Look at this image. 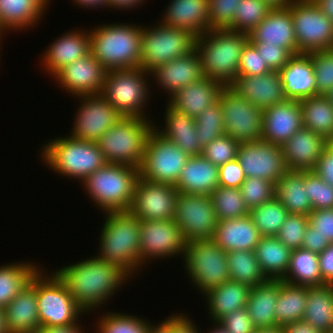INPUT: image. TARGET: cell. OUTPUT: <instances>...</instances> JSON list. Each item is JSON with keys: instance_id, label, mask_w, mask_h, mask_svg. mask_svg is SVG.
<instances>
[{"instance_id": "obj_13", "label": "cell", "mask_w": 333, "mask_h": 333, "mask_svg": "<svg viewBox=\"0 0 333 333\" xmlns=\"http://www.w3.org/2000/svg\"><path fill=\"white\" fill-rule=\"evenodd\" d=\"M287 8L301 53L333 49V21L314 1L293 0Z\"/></svg>"}, {"instance_id": "obj_36", "label": "cell", "mask_w": 333, "mask_h": 333, "mask_svg": "<svg viewBox=\"0 0 333 333\" xmlns=\"http://www.w3.org/2000/svg\"><path fill=\"white\" fill-rule=\"evenodd\" d=\"M250 290L246 284L229 280L206 293L208 314L213 322L246 307Z\"/></svg>"}, {"instance_id": "obj_50", "label": "cell", "mask_w": 333, "mask_h": 333, "mask_svg": "<svg viewBox=\"0 0 333 333\" xmlns=\"http://www.w3.org/2000/svg\"><path fill=\"white\" fill-rule=\"evenodd\" d=\"M311 59L316 82V95L333 90V49L312 51Z\"/></svg>"}, {"instance_id": "obj_54", "label": "cell", "mask_w": 333, "mask_h": 333, "mask_svg": "<svg viewBox=\"0 0 333 333\" xmlns=\"http://www.w3.org/2000/svg\"><path fill=\"white\" fill-rule=\"evenodd\" d=\"M308 224V216L289 214L276 238L292 250L301 248Z\"/></svg>"}, {"instance_id": "obj_16", "label": "cell", "mask_w": 333, "mask_h": 333, "mask_svg": "<svg viewBox=\"0 0 333 333\" xmlns=\"http://www.w3.org/2000/svg\"><path fill=\"white\" fill-rule=\"evenodd\" d=\"M186 245L187 242L182 231L174 219L140 220V260L142 266L153 258H171L173 255L184 257Z\"/></svg>"}, {"instance_id": "obj_73", "label": "cell", "mask_w": 333, "mask_h": 333, "mask_svg": "<svg viewBox=\"0 0 333 333\" xmlns=\"http://www.w3.org/2000/svg\"><path fill=\"white\" fill-rule=\"evenodd\" d=\"M254 333H283V326L275 325L271 327L255 328Z\"/></svg>"}, {"instance_id": "obj_58", "label": "cell", "mask_w": 333, "mask_h": 333, "mask_svg": "<svg viewBox=\"0 0 333 333\" xmlns=\"http://www.w3.org/2000/svg\"><path fill=\"white\" fill-rule=\"evenodd\" d=\"M218 322L229 333H254L255 330L246 307L234 310L231 314L222 317Z\"/></svg>"}, {"instance_id": "obj_35", "label": "cell", "mask_w": 333, "mask_h": 333, "mask_svg": "<svg viewBox=\"0 0 333 333\" xmlns=\"http://www.w3.org/2000/svg\"><path fill=\"white\" fill-rule=\"evenodd\" d=\"M279 291L280 279H268L251 287L246 309L255 328L276 325L274 309Z\"/></svg>"}, {"instance_id": "obj_53", "label": "cell", "mask_w": 333, "mask_h": 333, "mask_svg": "<svg viewBox=\"0 0 333 333\" xmlns=\"http://www.w3.org/2000/svg\"><path fill=\"white\" fill-rule=\"evenodd\" d=\"M240 144L229 135H222L203 148L202 156L218 167L237 159Z\"/></svg>"}, {"instance_id": "obj_77", "label": "cell", "mask_w": 333, "mask_h": 333, "mask_svg": "<svg viewBox=\"0 0 333 333\" xmlns=\"http://www.w3.org/2000/svg\"><path fill=\"white\" fill-rule=\"evenodd\" d=\"M2 34V35H1ZM1 37H3V33L0 31V42H1ZM1 46V45H0Z\"/></svg>"}, {"instance_id": "obj_23", "label": "cell", "mask_w": 333, "mask_h": 333, "mask_svg": "<svg viewBox=\"0 0 333 333\" xmlns=\"http://www.w3.org/2000/svg\"><path fill=\"white\" fill-rule=\"evenodd\" d=\"M328 144L329 141L310 129L298 130L281 146L287 169L313 171Z\"/></svg>"}, {"instance_id": "obj_11", "label": "cell", "mask_w": 333, "mask_h": 333, "mask_svg": "<svg viewBox=\"0 0 333 333\" xmlns=\"http://www.w3.org/2000/svg\"><path fill=\"white\" fill-rule=\"evenodd\" d=\"M157 25L154 28L142 26L139 68L147 72L196 48V36L191 32L160 22Z\"/></svg>"}, {"instance_id": "obj_46", "label": "cell", "mask_w": 333, "mask_h": 333, "mask_svg": "<svg viewBox=\"0 0 333 333\" xmlns=\"http://www.w3.org/2000/svg\"><path fill=\"white\" fill-rule=\"evenodd\" d=\"M209 196L219 221L249 215L240 188L218 186Z\"/></svg>"}, {"instance_id": "obj_52", "label": "cell", "mask_w": 333, "mask_h": 333, "mask_svg": "<svg viewBox=\"0 0 333 333\" xmlns=\"http://www.w3.org/2000/svg\"><path fill=\"white\" fill-rule=\"evenodd\" d=\"M304 186L307 188L312 210L333 209V187L315 172L304 171Z\"/></svg>"}, {"instance_id": "obj_65", "label": "cell", "mask_w": 333, "mask_h": 333, "mask_svg": "<svg viewBox=\"0 0 333 333\" xmlns=\"http://www.w3.org/2000/svg\"><path fill=\"white\" fill-rule=\"evenodd\" d=\"M283 333H324L315 329L312 325L305 320H298L293 323H288L283 326Z\"/></svg>"}, {"instance_id": "obj_22", "label": "cell", "mask_w": 333, "mask_h": 333, "mask_svg": "<svg viewBox=\"0 0 333 333\" xmlns=\"http://www.w3.org/2000/svg\"><path fill=\"white\" fill-rule=\"evenodd\" d=\"M302 128V111L298 100L286 99L263 110V140L282 146Z\"/></svg>"}, {"instance_id": "obj_33", "label": "cell", "mask_w": 333, "mask_h": 333, "mask_svg": "<svg viewBox=\"0 0 333 333\" xmlns=\"http://www.w3.org/2000/svg\"><path fill=\"white\" fill-rule=\"evenodd\" d=\"M165 113V125L162 129L154 125V130L166 140L173 142L189 156L202 155L203 147L200 145L195 118L189 117L171 107L169 104Z\"/></svg>"}, {"instance_id": "obj_59", "label": "cell", "mask_w": 333, "mask_h": 333, "mask_svg": "<svg viewBox=\"0 0 333 333\" xmlns=\"http://www.w3.org/2000/svg\"><path fill=\"white\" fill-rule=\"evenodd\" d=\"M308 221L316 233L333 243V209L313 210Z\"/></svg>"}, {"instance_id": "obj_72", "label": "cell", "mask_w": 333, "mask_h": 333, "mask_svg": "<svg viewBox=\"0 0 333 333\" xmlns=\"http://www.w3.org/2000/svg\"><path fill=\"white\" fill-rule=\"evenodd\" d=\"M0 333H10L4 307H0Z\"/></svg>"}, {"instance_id": "obj_31", "label": "cell", "mask_w": 333, "mask_h": 333, "mask_svg": "<svg viewBox=\"0 0 333 333\" xmlns=\"http://www.w3.org/2000/svg\"><path fill=\"white\" fill-rule=\"evenodd\" d=\"M174 186L181 193L210 195L219 186V168L202 155L191 156Z\"/></svg>"}, {"instance_id": "obj_55", "label": "cell", "mask_w": 333, "mask_h": 333, "mask_svg": "<svg viewBox=\"0 0 333 333\" xmlns=\"http://www.w3.org/2000/svg\"><path fill=\"white\" fill-rule=\"evenodd\" d=\"M241 0H208L211 29H227L234 21Z\"/></svg>"}, {"instance_id": "obj_3", "label": "cell", "mask_w": 333, "mask_h": 333, "mask_svg": "<svg viewBox=\"0 0 333 333\" xmlns=\"http://www.w3.org/2000/svg\"><path fill=\"white\" fill-rule=\"evenodd\" d=\"M249 42L247 33L229 29H210L196 37V50L204 77L229 86L238 76L243 48Z\"/></svg>"}, {"instance_id": "obj_15", "label": "cell", "mask_w": 333, "mask_h": 333, "mask_svg": "<svg viewBox=\"0 0 333 333\" xmlns=\"http://www.w3.org/2000/svg\"><path fill=\"white\" fill-rule=\"evenodd\" d=\"M174 221L186 242L213 239L219 222L209 195L181 192L175 201Z\"/></svg>"}, {"instance_id": "obj_68", "label": "cell", "mask_w": 333, "mask_h": 333, "mask_svg": "<svg viewBox=\"0 0 333 333\" xmlns=\"http://www.w3.org/2000/svg\"><path fill=\"white\" fill-rule=\"evenodd\" d=\"M148 333H172V315L155 326L151 323Z\"/></svg>"}, {"instance_id": "obj_29", "label": "cell", "mask_w": 333, "mask_h": 333, "mask_svg": "<svg viewBox=\"0 0 333 333\" xmlns=\"http://www.w3.org/2000/svg\"><path fill=\"white\" fill-rule=\"evenodd\" d=\"M224 86L208 77L182 87L170 97L168 104L189 117H198L208 106L219 99L220 91Z\"/></svg>"}, {"instance_id": "obj_43", "label": "cell", "mask_w": 333, "mask_h": 333, "mask_svg": "<svg viewBox=\"0 0 333 333\" xmlns=\"http://www.w3.org/2000/svg\"><path fill=\"white\" fill-rule=\"evenodd\" d=\"M39 268L27 261L0 266V307L5 308L29 284Z\"/></svg>"}, {"instance_id": "obj_26", "label": "cell", "mask_w": 333, "mask_h": 333, "mask_svg": "<svg viewBox=\"0 0 333 333\" xmlns=\"http://www.w3.org/2000/svg\"><path fill=\"white\" fill-rule=\"evenodd\" d=\"M74 30L63 33L48 46L42 55L43 70H46V73L49 72L51 77L64 66L90 54L89 31Z\"/></svg>"}, {"instance_id": "obj_42", "label": "cell", "mask_w": 333, "mask_h": 333, "mask_svg": "<svg viewBox=\"0 0 333 333\" xmlns=\"http://www.w3.org/2000/svg\"><path fill=\"white\" fill-rule=\"evenodd\" d=\"M281 280L300 286L326 284L321 277L318 254L302 248L292 250L287 273Z\"/></svg>"}, {"instance_id": "obj_38", "label": "cell", "mask_w": 333, "mask_h": 333, "mask_svg": "<svg viewBox=\"0 0 333 333\" xmlns=\"http://www.w3.org/2000/svg\"><path fill=\"white\" fill-rule=\"evenodd\" d=\"M275 198L289 214L308 216L313 211L304 186V171L288 170L275 183Z\"/></svg>"}, {"instance_id": "obj_37", "label": "cell", "mask_w": 333, "mask_h": 333, "mask_svg": "<svg viewBox=\"0 0 333 333\" xmlns=\"http://www.w3.org/2000/svg\"><path fill=\"white\" fill-rule=\"evenodd\" d=\"M303 320L324 333L333 331V284L308 286Z\"/></svg>"}, {"instance_id": "obj_1", "label": "cell", "mask_w": 333, "mask_h": 333, "mask_svg": "<svg viewBox=\"0 0 333 333\" xmlns=\"http://www.w3.org/2000/svg\"><path fill=\"white\" fill-rule=\"evenodd\" d=\"M54 272L65 283L72 298L85 314L94 309L98 310L108 298L111 299L114 293L118 292L122 283L126 284L127 280L131 279V276L116 264L95 256L63 266Z\"/></svg>"}, {"instance_id": "obj_71", "label": "cell", "mask_w": 333, "mask_h": 333, "mask_svg": "<svg viewBox=\"0 0 333 333\" xmlns=\"http://www.w3.org/2000/svg\"><path fill=\"white\" fill-rule=\"evenodd\" d=\"M266 2L272 9L274 8H286L293 0H262Z\"/></svg>"}, {"instance_id": "obj_21", "label": "cell", "mask_w": 333, "mask_h": 333, "mask_svg": "<svg viewBox=\"0 0 333 333\" xmlns=\"http://www.w3.org/2000/svg\"><path fill=\"white\" fill-rule=\"evenodd\" d=\"M228 87L261 110L286 100L279 71L255 76L238 75Z\"/></svg>"}, {"instance_id": "obj_45", "label": "cell", "mask_w": 333, "mask_h": 333, "mask_svg": "<svg viewBox=\"0 0 333 333\" xmlns=\"http://www.w3.org/2000/svg\"><path fill=\"white\" fill-rule=\"evenodd\" d=\"M261 236H276L289 213L275 197L249 211Z\"/></svg>"}, {"instance_id": "obj_19", "label": "cell", "mask_w": 333, "mask_h": 333, "mask_svg": "<svg viewBox=\"0 0 333 333\" xmlns=\"http://www.w3.org/2000/svg\"><path fill=\"white\" fill-rule=\"evenodd\" d=\"M237 160L246 178L257 177L274 184L288 171L281 146L266 140L251 143H241Z\"/></svg>"}, {"instance_id": "obj_6", "label": "cell", "mask_w": 333, "mask_h": 333, "mask_svg": "<svg viewBox=\"0 0 333 333\" xmlns=\"http://www.w3.org/2000/svg\"><path fill=\"white\" fill-rule=\"evenodd\" d=\"M153 121L137 117H122L97 141L108 164L140 166L145 146L154 130Z\"/></svg>"}, {"instance_id": "obj_32", "label": "cell", "mask_w": 333, "mask_h": 333, "mask_svg": "<svg viewBox=\"0 0 333 333\" xmlns=\"http://www.w3.org/2000/svg\"><path fill=\"white\" fill-rule=\"evenodd\" d=\"M10 333H27L40 329L36 296V273L30 282L5 307Z\"/></svg>"}, {"instance_id": "obj_57", "label": "cell", "mask_w": 333, "mask_h": 333, "mask_svg": "<svg viewBox=\"0 0 333 333\" xmlns=\"http://www.w3.org/2000/svg\"><path fill=\"white\" fill-rule=\"evenodd\" d=\"M261 54L264 61L272 71L281 70L287 63L293 54L277 45H266L261 42H251Z\"/></svg>"}, {"instance_id": "obj_56", "label": "cell", "mask_w": 333, "mask_h": 333, "mask_svg": "<svg viewBox=\"0 0 333 333\" xmlns=\"http://www.w3.org/2000/svg\"><path fill=\"white\" fill-rule=\"evenodd\" d=\"M271 71L261 54L258 53V49L249 41L242 51L238 75H264Z\"/></svg>"}, {"instance_id": "obj_49", "label": "cell", "mask_w": 333, "mask_h": 333, "mask_svg": "<svg viewBox=\"0 0 333 333\" xmlns=\"http://www.w3.org/2000/svg\"><path fill=\"white\" fill-rule=\"evenodd\" d=\"M197 136L200 145L204 148L216 138L225 134V126L220 108V100L208 106L195 118Z\"/></svg>"}, {"instance_id": "obj_40", "label": "cell", "mask_w": 333, "mask_h": 333, "mask_svg": "<svg viewBox=\"0 0 333 333\" xmlns=\"http://www.w3.org/2000/svg\"><path fill=\"white\" fill-rule=\"evenodd\" d=\"M303 127L327 141L333 139V105L327 95H315L300 100Z\"/></svg>"}, {"instance_id": "obj_34", "label": "cell", "mask_w": 333, "mask_h": 333, "mask_svg": "<svg viewBox=\"0 0 333 333\" xmlns=\"http://www.w3.org/2000/svg\"><path fill=\"white\" fill-rule=\"evenodd\" d=\"M50 0H0V31L23 30L35 26ZM9 29V30H8Z\"/></svg>"}, {"instance_id": "obj_63", "label": "cell", "mask_w": 333, "mask_h": 333, "mask_svg": "<svg viewBox=\"0 0 333 333\" xmlns=\"http://www.w3.org/2000/svg\"><path fill=\"white\" fill-rule=\"evenodd\" d=\"M322 280L326 284H333V243L318 255Z\"/></svg>"}, {"instance_id": "obj_17", "label": "cell", "mask_w": 333, "mask_h": 333, "mask_svg": "<svg viewBox=\"0 0 333 333\" xmlns=\"http://www.w3.org/2000/svg\"><path fill=\"white\" fill-rule=\"evenodd\" d=\"M178 190L173 184L138 178L128 211L139 220L174 219Z\"/></svg>"}, {"instance_id": "obj_67", "label": "cell", "mask_w": 333, "mask_h": 333, "mask_svg": "<svg viewBox=\"0 0 333 333\" xmlns=\"http://www.w3.org/2000/svg\"><path fill=\"white\" fill-rule=\"evenodd\" d=\"M144 1L145 0H108V7L118 10H126V8L132 9L133 7L139 6L144 3Z\"/></svg>"}, {"instance_id": "obj_62", "label": "cell", "mask_w": 333, "mask_h": 333, "mask_svg": "<svg viewBox=\"0 0 333 333\" xmlns=\"http://www.w3.org/2000/svg\"><path fill=\"white\" fill-rule=\"evenodd\" d=\"M331 242L327 238H323L308 224L303 242L302 249L309 250L312 253L320 254L323 252Z\"/></svg>"}, {"instance_id": "obj_8", "label": "cell", "mask_w": 333, "mask_h": 333, "mask_svg": "<svg viewBox=\"0 0 333 333\" xmlns=\"http://www.w3.org/2000/svg\"><path fill=\"white\" fill-rule=\"evenodd\" d=\"M147 75L150 72L141 68L108 70L100 95L123 117L147 119L143 109L150 98Z\"/></svg>"}, {"instance_id": "obj_61", "label": "cell", "mask_w": 333, "mask_h": 333, "mask_svg": "<svg viewBox=\"0 0 333 333\" xmlns=\"http://www.w3.org/2000/svg\"><path fill=\"white\" fill-rule=\"evenodd\" d=\"M324 182L333 187V145L328 144L319 158L316 167L313 169Z\"/></svg>"}, {"instance_id": "obj_25", "label": "cell", "mask_w": 333, "mask_h": 333, "mask_svg": "<svg viewBox=\"0 0 333 333\" xmlns=\"http://www.w3.org/2000/svg\"><path fill=\"white\" fill-rule=\"evenodd\" d=\"M248 35L250 42L277 45L293 55L301 53L297 48L293 19L287 7L272 9Z\"/></svg>"}, {"instance_id": "obj_18", "label": "cell", "mask_w": 333, "mask_h": 333, "mask_svg": "<svg viewBox=\"0 0 333 333\" xmlns=\"http://www.w3.org/2000/svg\"><path fill=\"white\" fill-rule=\"evenodd\" d=\"M71 137L96 142L123 116L101 95L79 96Z\"/></svg>"}, {"instance_id": "obj_30", "label": "cell", "mask_w": 333, "mask_h": 333, "mask_svg": "<svg viewBox=\"0 0 333 333\" xmlns=\"http://www.w3.org/2000/svg\"><path fill=\"white\" fill-rule=\"evenodd\" d=\"M261 235L250 215L218 222L213 241L224 251H254Z\"/></svg>"}, {"instance_id": "obj_9", "label": "cell", "mask_w": 333, "mask_h": 333, "mask_svg": "<svg viewBox=\"0 0 333 333\" xmlns=\"http://www.w3.org/2000/svg\"><path fill=\"white\" fill-rule=\"evenodd\" d=\"M45 273L41 268L36 272V296L40 328L78 323V318L85 312L77 305L65 283L55 272L48 276V273Z\"/></svg>"}, {"instance_id": "obj_39", "label": "cell", "mask_w": 333, "mask_h": 333, "mask_svg": "<svg viewBox=\"0 0 333 333\" xmlns=\"http://www.w3.org/2000/svg\"><path fill=\"white\" fill-rule=\"evenodd\" d=\"M254 253L268 279H282L288 270L292 249L276 236H261Z\"/></svg>"}, {"instance_id": "obj_66", "label": "cell", "mask_w": 333, "mask_h": 333, "mask_svg": "<svg viewBox=\"0 0 333 333\" xmlns=\"http://www.w3.org/2000/svg\"><path fill=\"white\" fill-rule=\"evenodd\" d=\"M43 333H85L83 327L78 324H71L68 326H55V327H41Z\"/></svg>"}, {"instance_id": "obj_24", "label": "cell", "mask_w": 333, "mask_h": 333, "mask_svg": "<svg viewBox=\"0 0 333 333\" xmlns=\"http://www.w3.org/2000/svg\"><path fill=\"white\" fill-rule=\"evenodd\" d=\"M152 80H156L169 98L178 92L182 87L197 82L204 77L201 66V59L196 49L191 53L180 56L154 68L150 71Z\"/></svg>"}, {"instance_id": "obj_4", "label": "cell", "mask_w": 333, "mask_h": 333, "mask_svg": "<svg viewBox=\"0 0 333 333\" xmlns=\"http://www.w3.org/2000/svg\"><path fill=\"white\" fill-rule=\"evenodd\" d=\"M104 24L89 32L90 54L108 70L139 68L142 26Z\"/></svg>"}, {"instance_id": "obj_41", "label": "cell", "mask_w": 333, "mask_h": 333, "mask_svg": "<svg viewBox=\"0 0 333 333\" xmlns=\"http://www.w3.org/2000/svg\"><path fill=\"white\" fill-rule=\"evenodd\" d=\"M308 286L294 285L280 280V291L275 307L276 325L284 326L303 319Z\"/></svg>"}, {"instance_id": "obj_70", "label": "cell", "mask_w": 333, "mask_h": 333, "mask_svg": "<svg viewBox=\"0 0 333 333\" xmlns=\"http://www.w3.org/2000/svg\"><path fill=\"white\" fill-rule=\"evenodd\" d=\"M314 3L333 21V0H315Z\"/></svg>"}, {"instance_id": "obj_2", "label": "cell", "mask_w": 333, "mask_h": 333, "mask_svg": "<svg viewBox=\"0 0 333 333\" xmlns=\"http://www.w3.org/2000/svg\"><path fill=\"white\" fill-rule=\"evenodd\" d=\"M105 214L96 258L116 264L132 277L142 268L140 220L129 211H110Z\"/></svg>"}, {"instance_id": "obj_64", "label": "cell", "mask_w": 333, "mask_h": 333, "mask_svg": "<svg viewBox=\"0 0 333 333\" xmlns=\"http://www.w3.org/2000/svg\"><path fill=\"white\" fill-rule=\"evenodd\" d=\"M172 333H200L196 324L187 315L172 314Z\"/></svg>"}, {"instance_id": "obj_5", "label": "cell", "mask_w": 333, "mask_h": 333, "mask_svg": "<svg viewBox=\"0 0 333 333\" xmlns=\"http://www.w3.org/2000/svg\"><path fill=\"white\" fill-rule=\"evenodd\" d=\"M42 159L54 173L81 182L107 164L96 142L69 135L50 140L42 147Z\"/></svg>"}, {"instance_id": "obj_10", "label": "cell", "mask_w": 333, "mask_h": 333, "mask_svg": "<svg viewBox=\"0 0 333 333\" xmlns=\"http://www.w3.org/2000/svg\"><path fill=\"white\" fill-rule=\"evenodd\" d=\"M183 258L190 282L203 295L230 280L227 252L212 239L188 241Z\"/></svg>"}, {"instance_id": "obj_44", "label": "cell", "mask_w": 333, "mask_h": 333, "mask_svg": "<svg viewBox=\"0 0 333 333\" xmlns=\"http://www.w3.org/2000/svg\"><path fill=\"white\" fill-rule=\"evenodd\" d=\"M231 281L254 287L267 281L254 251L238 250L227 252Z\"/></svg>"}, {"instance_id": "obj_51", "label": "cell", "mask_w": 333, "mask_h": 333, "mask_svg": "<svg viewBox=\"0 0 333 333\" xmlns=\"http://www.w3.org/2000/svg\"><path fill=\"white\" fill-rule=\"evenodd\" d=\"M240 191L250 211L275 197V184L262 178L248 177L240 186Z\"/></svg>"}, {"instance_id": "obj_14", "label": "cell", "mask_w": 333, "mask_h": 333, "mask_svg": "<svg viewBox=\"0 0 333 333\" xmlns=\"http://www.w3.org/2000/svg\"><path fill=\"white\" fill-rule=\"evenodd\" d=\"M225 134L241 143L262 139L263 110L237 95L228 86L219 94Z\"/></svg>"}, {"instance_id": "obj_20", "label": "cell", "mask_w": 333, "mask_h": 333, "mask_svg": "<svg viewBox=\"0 0 333 333\" xmlns=\"http://www.w3.org/2000/svg\"><path fill=\"white\" fill-rule=\"evenodd\" d=\"M106 74L102 64L89 54L64 66L52 78L72 97H79L100 95Z\"/></svg>"}, {"instance_id": "obj_48", "label": "cell", "mask_w": 333, "mask_h": 333, "mask_svg": "<svg viewBox=\"0 0 333 333\" xmlns=\"http://www.w3.org/2000/svg\"><path fill=\"white\" fill-rule=\"evenodd\" d=\"M271 10L262 0H241L235 11L234 21L227 29L249 34Z\"/></svg>"}, {"instance_id": "obj_7", "label": "cell", "mask_w": 333, "mask_h": 333, "mask_svg": "<svg viewBox=\"0 0 333 333\" xmlns=\"http://www.w3.org/2000/svg\"><path fill=\"white\" fill-rule=\"evenodd\" d=\"M138 178L136 167L107 163L81 184L95 206L103 212L128 211Z\"/></svg>"}, {"instance_id": "obj_47", "label": "cell", "mask_w": 333, "mask_h": 333, "mask_svg": "<svg viewBox=\"0 0 333 333\" xmlns=\"http://www.w3.org/2000/svg\"><path fill=\"white\" fill-rule=\"evenodd\" d=\"M126 313L106 312L97 322V333H148L151 323Z\"/></svg>"}, {"instance_id": "obj_27", "label": "cell", "mask_w": 333, "mask_h": 333, "mask_svg": "<svg viewBox=\"0 0 333 333\" xmlns=\"http://www.w3.org/2000/svg\"><path fill=\"white\" fill-rule=\"evenodd\" d=\"M164 14L161 24L187 30L196 37L211 29L208 0H171Z\"/></svg>"}, {"instance_id": "obj_74", "label": "cell", "mask_w": 333, "mask_h": 333, "mask_svg": "<svg viewBox=\"0 0 333 333\" xmlns=\"http://www.w3.org/2000/svg\"><path fill=\"white\" fill-rule=\"evenodd\" d=\"M214 323L215 324L213 325H215V328L213 327V329L211 331L209 330L208 333H229L218 321H215Z\"/></svg>"}, {"instance_id": "obj_28", "label": "cell", "mask_w": 333, "mask_h": 333, "mask_svg": "<svg viewBox=\"0 0 333 333\" xmlns=\"http://www.w3.org/2000/svg\"><path fill=\"white\" fill-rule=\"evenodd\" d=\"M279 74L286 99L300 101L316 95L311 52L293 55Z\"/></svg>"}, {"instance_id": "obj_75", "label": "cell", "mask_w": 333, "mask_h": 333, "mask_svg": "<svg viewBox=\"0 0 333 333\" xmlns=\"http://www.w3.org/2000/svg\"><path fill=\"white\" fill-rule=\"evenodd\" d=\"M328 98L331 101V104L333 105V90H331L328 94H327Z\"/></svg>"}, {"instance_id": "obj_76", "label": "cell", "mask_w": 333, "mask_h": 333, "mask_svg": "<svg viewBox=\"0 0 333 333\" xmlns=\"http://www.w3.org/2000/svg\"><path fill=\"white\" fill-rule=\"evenodd\" d=\"M27 333H43V331L41 329H38V330L30 331Z\"/></svg>"}, {"instance_id": "obj_69", "label": "cell", "mask_w": 333, "mask_h": 333, "mask_svg": "<svg viewBox=\"0 0 333 333\" xmlns=\"http://www.w3.org/2000/svg\"><path fill=\"white\" fill-rule=\"evenodd\" d=\"M73 3H76V5L81 6L82 8H102L107 7L108 8V0H73Z\"/></svg>"}, {"instance_id": "obj_60", "label": "cell", "mask_w": 333, "mask_h": 333, "mask_svg": "<svg viewBox=\"0 0 333 333\" xmlns=\"http://www.w3.org/2000/svg\"><path fill=\"white\" fill-rule=\"evenodd\" d=\"M219 186L240 188L245 181V173L237 159L227 162L219 167Z\"/></svg>"}, {"instance_id": "obj_12", "label": "cell", "mask_w": 333, "mask_h": 333, "mask_svg": "<svg viewBox=\"0 0 333 333\" xmlns=\"http://www.w3.org/2000/svg\"><path fill=\"white\" fill-rule=\"evenodd\" d=\"M191 156L153 130L138 168L140 179L175 185Z\"/></svg>"}]
</instances>
